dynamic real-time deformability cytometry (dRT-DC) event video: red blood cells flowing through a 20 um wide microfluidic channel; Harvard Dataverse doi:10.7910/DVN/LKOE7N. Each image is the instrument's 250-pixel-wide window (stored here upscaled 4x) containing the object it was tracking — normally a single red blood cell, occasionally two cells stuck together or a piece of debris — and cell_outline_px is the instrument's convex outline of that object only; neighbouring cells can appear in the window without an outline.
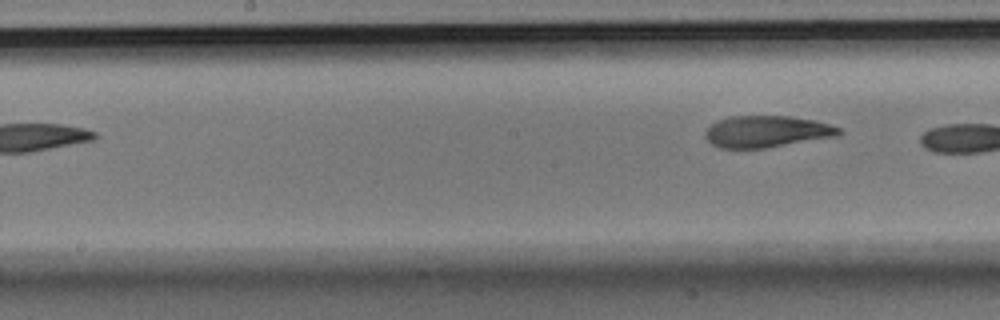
{"species": "Egyptian fruit bat (a non-hibernating species)", "species_latin": "Rousettus aegyptiacus", "temperature_condition": "room temperature", "stored_images_in_passage": 5, "camera_frame_rate_fps": 3000, "um_per_image_px": 0.085, "animal": {"sex": "male"}, "frame": {"image": 1, "passage_image": 5, "time_ms": 1.333, "image_size_px": [1000, 320], "cell_outline_px": [[844, 132], [840, 136], [764, 148], [720, 148], [712, 144], [704, 136], [704, 132], [716, 120], [732, 116], [788, 116], [816, 120], [840, 128]], "centroid_in_image_um": [65.19, 11.18], "position_along_channel_um": 183.0, "area_um2": 24.8}}